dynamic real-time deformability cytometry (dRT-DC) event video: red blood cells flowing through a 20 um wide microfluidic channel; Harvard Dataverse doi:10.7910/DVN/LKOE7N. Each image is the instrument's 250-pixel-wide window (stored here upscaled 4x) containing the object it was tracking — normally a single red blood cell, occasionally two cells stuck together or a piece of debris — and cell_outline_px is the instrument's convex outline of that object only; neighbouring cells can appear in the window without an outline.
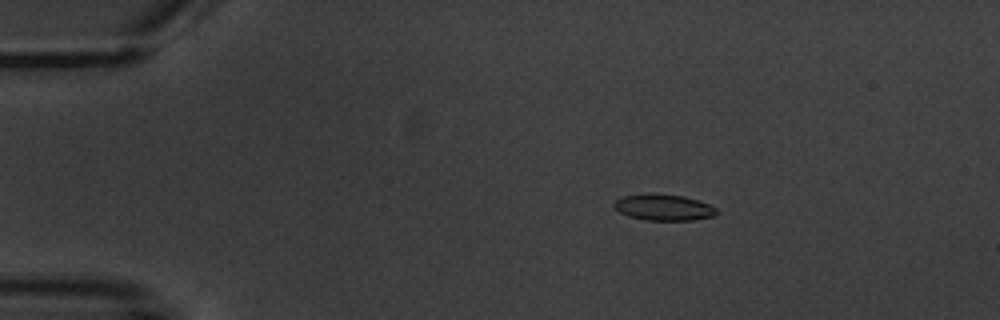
{"species": "common noctule bat (a hibernating species)", "species_latin": "Nyctalus noctula", "temperature_condition": "warm", "stored_images_in_passage": 4, "camera_frame_rate_fps": 3000, "um_per_image_px": 0.085, "animal": {"sex": "male", "body_mass_g": 20.1, "forearm_length_mm": 53.5}, "frame": {"image": 1, "passage_image": 2, "time_ms": 1.0, "image_size_px": [1000, 320], "cell_outline_px": [[720, 212], [712, 216], [692, 220], [648, 220], [628, 216], [620, 212], [612, 204], [616, 200], [624, 196], [648, 192], [684, 196], [708, 204], [716, 208]], "centroid_in_image_um": [56.4, 17.61], "position_along_channel_um": 28.6, "area_um2": 15.66}}
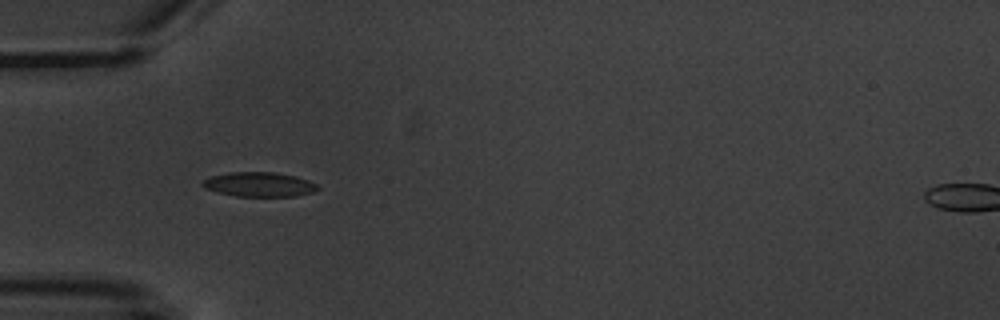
{"frame": {"image": 2, "passage_image": 4, "time_ms": 3.667, "image_size_px": [1000, 320], "cell_outline_px": [[320, 188], [312, 192], [296, 196], [236, 196], [204, 188], [200, 184], [204, 180], [212, 176], [228, 172], [276, 172], [296, 176], [308, 180], [316, 184]], "centroid_in_image_um": [22.04, 15.67], "position_along_channel_um": 63.0, "area_um2": 16.36}}